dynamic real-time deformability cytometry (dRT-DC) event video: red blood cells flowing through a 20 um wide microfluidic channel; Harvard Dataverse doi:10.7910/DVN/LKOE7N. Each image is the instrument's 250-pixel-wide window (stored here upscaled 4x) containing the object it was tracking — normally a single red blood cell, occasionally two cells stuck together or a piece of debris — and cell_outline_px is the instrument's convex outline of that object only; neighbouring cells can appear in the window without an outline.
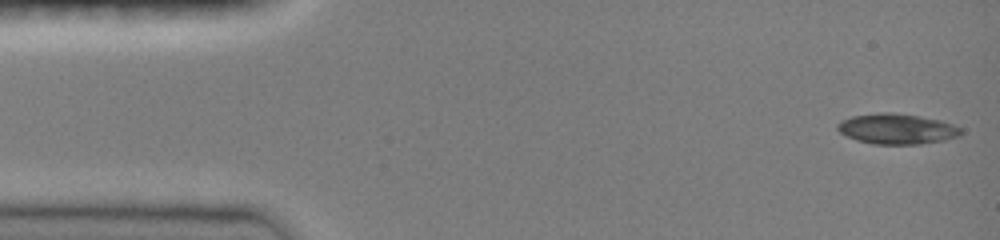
{"species": "common noctule bat (a hibernating species)", "species_latin": "Nyctalus noctula", "temperature_condition": "room temperature", "stored_images_in_passage": 47, "camera_frame_rate_fps": 3000, "um_per_image_px": 0.085, "animal": {"sex": "female", "body_mass_g": 19.0, "forearm_length_mm": 51.5}, "frame": {"image": 1, "passage_image": 1, "time_ms": 0.0, "image_size_px": [1000, 240], "cell_outline_px": [[960, 136], [944, 140], [920, 144], [872, 144], [856, 140], [840, 132], [836, 128], [836, 124], [840, 120], [852, 116], [880, 112], [892, 112], [920, 116], [940, 120], [952, 124], [960, 128]], "centroid_in_image_um": [76.2, 10.95], "position_along_channel_um": 8.8, "area_um2": 21.91}}
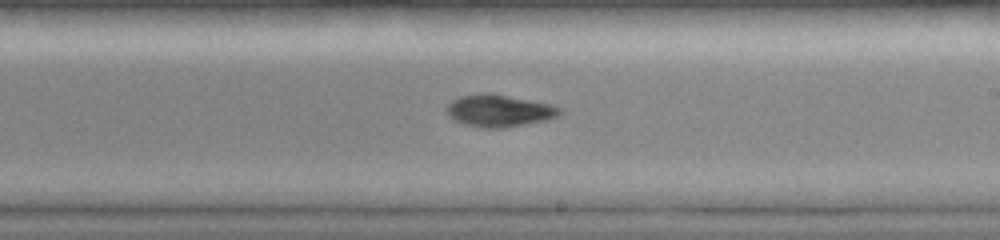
{"frame": {"image": 2, "passage_image": 27, "time_ms": 8.667, "image_size_px": [1000, 240], "cell_outline_px": [[564, 112], [548, 120], [504, 128], [480, 128], [464, 124], [448, 116], [444, 108], [452, 100], [460, 96], [480, 92], [492, 92], [552, 104], [560, 108]], "centroid_in_image_um": [42.41, 9.39], "position_along_channel_um": 246.6, "area_um2": 21.68}}
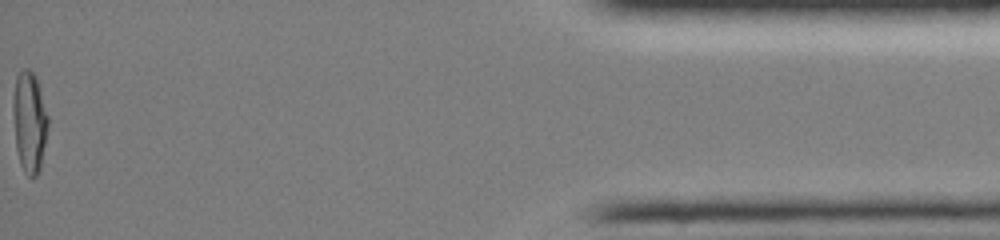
{"frame": {"image": 3, "passage_image": 47, "time_ms": 15.333, "image_size_px": [1000, 240], "cell_outline_px": [[48, 128], [40, 168], [36, 176], [32, 180], [24, 172], [20, 164], [16, 148], [12, 112], [12, 100], [16, 76], [20, 68], [28, 68], [36, 76], [48, 116]], "centroid_in_image_um": [2.48, 10.35], "position_along_channel_um": 432.7, "area_um2": 20.92}, "authors_computed_cell_mechanics": {"area_um2": 20.8658, "velocity_mm_per_s": 4.0488, "shape_relaxation_time_tau1_ms": 10.8986, "shape_relaxation_time_tau2_ms": null, "deformation_change_tau1": 0.3239, "deformation_change_tau2": null}}